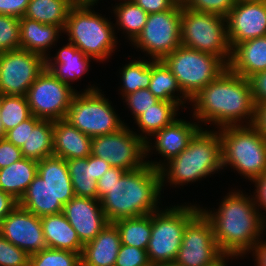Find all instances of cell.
<instances>
[{
	"label": "cell",
	"mask_w": 266,
	"mask_h": 266,
	"mask_svg": "<svg viewBox=\"0 0 266 266\" xmlns=\"http://www.w3.org/2000/svg\"><path fill=\"white\" fill-rule=\"evenodd\" d=\"M217 202V207L200 210L211 222L214 238L222 253L229 259H244L252 247L266 237V220L257 208L252 193L232 188ZM265 232V233H264Z\"/></svg>",
	"instance_id": "cell-1"
},
{
	"label": "cell",
	"mask_w": 266,
	"mask_h": 266,
	"mask_svg": "<svg viewBox=\"0 0 266 266\" xmlns=\"http://www.w3.org/2000/svg\"><path fill=\"white\" fill-rule=\"evenodd\" d=\"M189 105L191 116L201 128L219 129L251 125L256 104L250 80L227 67L190 99Z\"/></svg>",
	"instance_id": "cell-2"
},
{
	"label": "cell",
	"mask_w": 266,
	"mask_h": 266,
	"mask_svg": "<svg viewBox=\"0 0 266 266\" xmlns=\"http://www.w3.org/2000/svg\"><path fill=\"white\" fill-rule=\"evenodd\" d=\"M161 173L148 163L127 171L100 199L109 222L151 214L163 206Z\"/></svg>",
	"instance_id": "cell-3"
},
{
	"label": "cell",
	"mask_w": 266,
	"mask_h": 266,
	"mask_svg": "<svg viewBox=\"0 0 266 266\" xmlns=\"http://www.w3.org/2000/svg\"><path fill=\"white\" fill-rule=\"evenodd\" d=\"M221 140L218 129L200 128L178 156L160 169L161 189L188 186L214 174L222 175ZM166 186V187H165Z\"/></svg>",
	"instance_id": "cell-4"
},
{
	"label": "cell",
	"mask_w": 266,
	"mask_h": 266,
	"mask_svg": "<svg viewBox=\"0 0 266 266\" xmlns=\"http://www.w3.org/2000/svg\"><path fill=\"white\" fill-rule=\"evenodd\" d=\"M95 8L74 5L69 11L63 35L67 37L65 41L75 45L95 62L104 64L120 51L117 47L122 43L119 44L121 40L116 36L114 21H111L113 16L108 18Z\"/></svg>",
	"instance_id": "cell-5"
},
{
	"label": "cell",
	"mask_w": 266,
	"mask_h": 266,
	"mask_svg": "<svg viewBox=\"0 0 266 266\" xmlns=\"http://www.w3.org/2000/svg\"><path fill=\"white\" fill-rule=\"evenodd\" d=\"M222 168L250 182L266 172V140L251 126H225L218 129Z\"/></svg>",
	"instance_id": "cell-6"
},
{
	"label": "cell",
	"mask_w": 266,
	"mask_h": 266,
	"mask_svg": "<svg viewBox=\"0 0 266 266\" xmlns=\"http://www.w3.org/2000/svg\"><path fill=\"white\" fill-rule=\"evenodd\" d=\"M181 202L162 206L152 213V232L146 249L152 265L174 262L186 226L201 212L200 204Z\"/></svg>",
	"instance_id": "cell-7"
},
{
	"label": "cell",
	"mask_w": 266,
	"mask_h": 266,
	"mask_svg": "<svg viewBox=\"0 0 266 266\" xmlns=\"http://www.w3.org/2000/svg\"><path fill=\"white\" fill-rule=\"evenodd\" d=\"M98 85L89 82L86 88H79L65 118L91 138L117 132L124 125L130 124L120 117L116 105Z\"/></svg>",
	"instance_id": "cell-8"
},
{
	"label": "cell",
	"mask_w": 266,
	"mask_h": 266,
	"mask_svg": "<svg viewBox=\"0 0 266 266\" xmlns=\"http://www.w3.org/2000/svg\"><path fill=\"white\" fill-rule=\"evenodd\" d=\"M180 34L184 47L213 54L229 65L232 49L228 41L226 17L182 6Z\"/></svg>",
	"instance_id": "cell-9"
},
{
	"label": "cell",
	"mask_w": 266,
	"mask_h": 266,
	"mask_svg": "<svg viewBox=\"0 0 266 266\" xmlns=\"http://www.w3.org/2000/svg\"><path fill=\"white\" fill-rule=\"evenodd\" d=\"M190 100L228 66L217 56L180 45L162 60Z\"/></svg>",
	"instance_id": "cell-10"
},
{
	"label": "cell",
	"mask_w": 266,
	"mask_h": 266,
	"mask_svg": "<svg viewBox=\"0 0 266 266\" xmlns=\"http://www.w3.org/2000/svg\"><path fill=\"white\" fill-rule=\"evenodd\" d=\"M182 6L151 13L137 38L130 44L134 50L154 61L163 60L181 45Z\"/></svg>",
	"instance_id": "cell-11"
},
{
	"label": "cell",
	"mask_w": 266,
	"mask_h": 266,
	"mask_svg": "<svg viewBox=\"0 0 266 266\" xmlns=\"http://www.w3.org/2000/svg\"><path fill=\"white\" fill-rule=\"evenodd\" d=\"M228 260L214 238L211 222L200 212L186 226L174 262L182 266H223Z\"/></svg>",
	"instance_id": "cell-12"
},
{
	"label": "cell",
	"mask_w": 266,
	"mask_h": 266,
	"mask_svg": "<svg viewBox=\"0 0 266 266\" xmlns=\"http://www.w3.org/2000/svg\"><path fill=\"white\" fill-rule=\"evenodd\" d=\"M91 155L125 171L137 170L147 164L145 141L130 125H124L114 133L92 137Z\"/></svg>",
	"instance_id": "cell-13"
},
{
	"label": "cell",
	"mask_w": 266,
	"mask_h": 266,
	"mask_svg": "<svg viewBox=\"0 0 266 266\" xmlns=\"http://www.w3.org/2000/svg\"><path fill=\"white\" fill-rule=\"evenodd\" d=\"M76 93L45 68L29 87L26 99L32 115L41 120L56 121L66 118Z\"/></svg>",
	"instance_id": "cell-14"
},
{
	"label": "cell",
	"mask_w": 266,
	"mask_h": 266,
	"mask_svg": "<svg viewBox=\"0 0 266 266\" xmlns=\"http://www.w3.org/2000/svg\"><path fill=\"white\" fill-rule=\"evenodd\" d=\"M46 68V59L23 49L0 53V94L26 96Z\"/></svg>",
	"instance_id": "cell-15"
},
{
	"label": "cell",
	"mask_w": 266,
	"mask_h": 266,
	"mask_svg": "<svg viewBox=\"0 0 266 266\" xmlns=\"http://www.w3.org/2000/svg\"><path fill=\"white\" fill-rule=\"evenodd\" d=\"M189 115L190 121L185 117L184 119L178 117L145 141L146 162L153 168L160 169L170 159L178 156L187 148L191 138L201 128L191 114ZM157 155L160 159L156 157L152 160V157Z\"/></svg>",
	"instance_id": "cell-16"
},
{
	"label": "cell",
	"mask_w": 266,
	"mask_h": 266,
	"mask_svg": "<svg viewBox=\"0 0 266 266\" xmlns=\"http://www.w3.org/2000/svg\"><path fill=\"white\" fill-rule=\"evenodd\" d=\"M0 234L29 255L47 248L41 217L19 205L0 222Z\"/></svg>",
	"instance_id": "cell-17"
},
{
	"label": "cell",
	"mask_w": 266,
	"mask_h": 266,
	"mask_svg": "<svg viewBox=\"0 0 266 266\" xmlns=\"http://www.w3.org/2000/svg\"><path fill=\"white\" fill-rule=\"evenodd\" d=\"M226 22L231 49L246 40L266 36V2L237 0Z\"/></svg>",
	"instance_id": "cell-18"
},
{
	"label": "cell",
	"mask_w": 266,
	"mask_h": 266,
	"mask_svg": "<svg viewBox=\"0 0 266 266\" xmlns=\"http://www.w3.org/2000/svg\"><path fill=\"white\" fill-rule=\"evenodd\" d=\"M63 214L83 245L92 241L109 223L98 199L74 196L63 206Z\"/></svg>",
	"instance_id": "cell-19"
},
{
	"label": "cell",
	"mask_w": 266,
	"mask_h": 266,
	"mask_svg": "<svg viewBox=\"0 0 266 266\" xmlns=\"http://www.w3.org/2000/svg\"><path fill=\"white\" fill-rule=\"evenodd\" d=\"M56 47V48H55ZM56 44L54 48L56 53L49 55L46 58V68L58 78L60 81L68 84L78 92V88L73 85L76 81L81 82V78L84 77L89 71L92 65L90 62L95 60L85 55L75 45L68 42L62 47H58ZM92 60V61H91Z\"/></svg>",
	"instance_id": "cell-20"
},
{
	"label": "cell",
	"mask_w": 266,
	"mask_h": 266,
	"mask_svg": "<svg viewBox=\"0 0 266 266\" xmlns=\"http://www.w3.org/2000/svg\"><path fill=\"white\" fill-rule=\"evenodd\" d=\"M74 195L98 199L97 181L112 168L108 161L97 156L66 160Z\"/></svg>",
	"instance_id": "cell-21"
},
{
	"label": "cell",
	"mask_w": 266,
	"mask_h": 266,
	"mask_svg": "<svg viewBox=\"0 0 266 266\" xmlns=\"http://www.w3.org/2000/svg\"><path fill=\"white\" fill-rule=\"evenodd\" d=\"M63 37V30L58 26L43 24L24 16L20 18V49L46 59L54 51V46L61 44L59 39Z\"/></svg>",
	"instance_id": "cell-22"
},
{
	"label": "cell",
	"mask_w": 266,
	"mask_h": 266,
	"mask_svg": "<svg viewBox=\"0 0 266 266\" xmlns=\"http://www.w3.org/2000/svg\"><path fill=\"white\" fill-rule=\"evenodd\" d=\"M120 246L117 227L109 222L92 241L83 245L81 266H115Z\"/></svg>",
	"instance_id": "cell-23"
},
{
	"label": "cell",
	"mask_w": 266,
	"mask_h": 266,
	"mask_svg": "<svg viewBox=\"0 0 266 266\" xmlns=\"http://www.w3.org/2000/svg\"><path fill=\"white\" fill-rule=\"evenodd\" d=\"M92 138L71 125L67 120L54 121L53 155L69 159L86 158L91 155Z\"/></svg>",
	"instance_id": "cell-24"
},
{
	"label": "cell",
	"mask_w": 266,
	"mask_h": 266,
	"mask_svg": "<svg viewBox=\"0 0 266 266\" xmlns=\"http://www.w3.org/2000/svg\"><path fill=\"white\" fill-rule=\"evenodd\" d=\"M228 67L237 75L249 79L266 70V36L237 44L232 49Z\"/></svg>",
	"instance_id": "cell-25"
},
{
	"label": "cell",
	"mask_w": 266,
	"mask_h": 266,
	"mask_svg": "<svg viewBox=\"0 0 266 266\" xmlns=\"http://www.w3.org/2000/svg\"><path fill=\"white\" fill-rule=\"evenodd\" d=\"M47 247L82 253L83 244L63 212L41 217Z\"/></svg>",
	"instance_id": "cell-26"
},
{
	"label": "cell",
	"mask_w": 266,
	"mask_h": 266,
	"mask_svg": "<svg viewBox=\"0 0 266 266\" xmlns=\"http://www.w3.org/2000/svg\"><path fill=\"white\" fill-rule=\"evenodd\" d=\"M37 174L53 190L56 199L65 205L75 195L66 160L51 155L38 162Z\"/></svg>",
	"instance_id": "cell-27"
},
{
	"label": "cell",
	"mask_w": 266,
	"mask_h": 266,
	"mask_svg": "<svg viewBox=\"0 0 266 266\" xmlns=\"http://www.w3.org/2000/svg\"><path fill=\"white\" fill-rule=\"evenodd\" d=\"M112 1L117 2L114 5L112 3L111 7L106 9H110L111 15L114 16L115 23H113V25L116 36L117 33H120L119 31H121V38L124 37L123 40L126 39L125 42H128L130 45L141 33L149 14L132 0Z\"/></svg>",
	"instance_id": "cell-28"
},
{
	"label": "cell",
	"mask_w": 266,
	"mask_h": 266,
	"mask_svg": "<svg viewBox=\"0 0 266 266\" xmlns=\"http://www.w3.org/2000/svg\"><path fill=\"white\" fill-rule=\"evenodd\" d=\"M180 109L175 102L159 100L134 120L133 126L134 124L136 126L132 127V130L146 141L154 133L170 125L175 119L180 117Z\"/></svg>",
	"instance_id": "cell-29"
},
{
	"label": "cell",
	"mask_w": 266,
	"mask_h": 266,
	"mask_svg": "<svg viewBox=\"0 0 266 266\" xmlns=\"http://www.w3.org/2000/svg\"><path fill=\"white\" fill-rule=\"evenodd\" d=\"M148 89L159 100L175 102L183 111L189 107L190 100L183 94L176 77L162 60H151V81Z\"/></svg>",
	"instance_id": "cell-30"
},
{
	"label": "cell",
	"mask_w": 266,
	"mask_h": 266,
	"mask_svg": "<svg viewBox=\"0 0 266 266\" xmlns=\"http://www.w3.org/2000/svg\"><path fill=\"white\" fill-rule=\"evenodd\" d=\"M18 205L39 217L63 212L64 206L38 174L18 201Z\"/></svg>",
	"instance_id": "cell-31"
},
{
	"label": "cell",
	"mask_w": 266,
	"mask_h": 266,
	"mask_svg": "<svg viewBox=\"0 0 266 266\" xmlns=\"http://www.w3.org/2000/svg\"><path fill=\"white\" fill-rule=\"evenodd\" d=\"M37 169L38 162L28 158H22L10 166L1 168L0 190L19 201L37 175Z\"/></svg>",
	"instance_id": "cell-32"
},
{
	"label": "cell",
	"mask_w": 266,
	"mask_h": 266,
	"mask_svg": "<svg viewBox=\"0 0 266 266\" xmlns=\"http://www.w3.org/2000/svg\"><path fill=\"white\" fill-rule=\"evenodd\" d=\"M138 55V57L129 56L126 64H122L118 69L120 79L118 86V95L124 96L140 89H148L151 81V59H146ZM133 58V59H132ZM131 59V60H130ZM137 59V60H136ZM149 60V61H148Z\"/></svg>",
	"instance_id": "cell-33"
},
{
	"label": "cell",
	"mask_w": 266,
	"mask_h": 266,
	"mask_svg": "<svg viewBox=\"0 0 266 266\" xmlns=\"http://www.w3.org/2000/svg\"><path fill=\"white\" fill-rule=\"evenodd\" d=\"M73 0H30L24 17L64 30Z\"/></svg>",
	"instance_id": "cell-34"
},
{
	"label": "cell",
	"mask_w": 266,
	"mask_h": 266,
	"mask_svg": "<svg viewBox=\"0 0 266 266\" xmlns=\"http://www.w3.org/2000/svg\"><path fill=\"white\" fill-rule=\"evenodd\" d=\"M54 121L40 120L34 127H29L27 142L20 148L23 158L42 161L53 155Z\"/></svg>",
	"instance_id": "cell-35"
},
{
	"label": "cell",
	"mask_w": 266,
	"mask_h": 266,
	"mask_svg": "<svg viewBox=\"0 0 266 266\" xmlns=\"http://www.w3.org/2000/svg\"><path fill=\"white\" fill-rule=\"evenodd\" d=\"M112 223L117 227L121 244L147 249L152 232V213L122 218Z\"/></svg>",
	"instance_id": "cell-36"
},
{
	"label": "cell",
	"mask_w": 266,
	"mask_h": 266,
	"mask_svg": "<svg viewBox=\"0 0 266 266\" xmlns=\"http://www.w3.org/2000/svg\"><path fill=\"white\" fill-rule=\"evenodd\" d=\"M31 116L26 96L0 94V120L6 132Z\"/></svg>",
	"instance_id": "cell-37"
},
{
	"label": "cell",
	"mask_w": 266,
	"mask_h": 266,
	"mask_svg": "<svg viewBox=\"0 0 266 266\" xmlns=\"http://www.w3.org/2000/svg\"><path fill=\"white\" fill-rule=\"evenodd\" d=\"M29 266H81V254L47 247L30 255Z\"/></svg>",
	"instance_id": "cell-38"
},
{
	"label": "cell",
	"mask_w": 266,
	"mask_h": 266,
	"mask_svg": "<svg viewBox=\"0 0 266 266\" xmlns=\"http://www.w3.org/2000/svg\"><path fill=\"white\" fill-rule=\"evenodd\" d=\"M20 49V18L0 14V53Z\"/></svg>",
	"instance_id": "cell-39"
},
{
	"label": "cell",
	"mask_w": 266,
	"mask_h": 266,
	"mask_svg": "<svg viewBox=\"0 0 266 266\" xmlns=\"http://www.w3.org/2000/svg\"><path fill=\"white\" fill-rule=\"evenodd\" d=\"M125 110L131 112V117L135 120L140 114L156 104L159 99L155 97L149 89H140L122 98ZM126 104V105H125Z\"/></svg>",
	"instance_id": "cell-40"
},
{
	"label": "cell",
	"mask_w": 266,
	"mask_h": 266,
	"mask_svg": "<svg viewBox=\"0 0 266 266\" xmlns=\"http://www.w3.org/2000/svg\"><path fill=\"white\" fill-rule=\"evenodd\" d=\"M30 255L0 234V266H29Z\"/></svg>",
	"instance_id": "cell-41"
},
{
	"label": "cell",
	"mask_w": 266,
	"mask_h": 266,
	"mask_svg": "<svg viewBox=\"0 0 266 266\" xmlns=\"http://www.w3.org/2000/svg\"><path fill=\"white\" fill-rule=\"evenodd\" d=\"M237 0H190L185 7L197 12L218 14L226 17Z\"/></svg>",
	"instance_id": "cell-42"
},
{
	"label": "cell",
	"mask_w": 266,
	"mask_h": 266,
	"mask_svg": "<svg viewBox=\"0 0 266 266\" xmlns=\"http://www.w3.org/2000/svg\"><path fill=\"white\" fill-rule=\"evenodd\" d=\"M149 264L146 250L121 244L115 266H148Z\"/></svg>",
	"instance_id": "cell-43"
},
{
	"label": "cell",
	"mask_w": 266,
	"mask_h": 266,
	"mask_svg": "<svg viewBox=\"0 0 266 266\" xmlns=\"http://www.w3.org/2000/svg\"><path fill=\"white\" fill-rule=\"evenodd\" d=\"M41 119L32 115L30 118L21 122L15 128L6 132L5 139L15 146L21 148L27 142L29 136V127H34Z\"/></svg>",
	"instance_id": "cell-44"
},
{
	"label": "cell",
	"mask_w": 266,
	"mask_h": 266,
	"mask_svg": "<svg viewBox=\"0 0 266 266\" xmlns=\"http://www.w3.org/2000/svg\"><path fill=\"white\" fill-rule=\"evenodd\" d=\"M23 158L22 151L5 138L0 139V169L10 166Z\"/></svg>",
	"instance_id": "cell-45"
},
{
	"label": "cell",
	"mask_w": 266,
	"mask_h": 266,
	"mask_svg": "<svg viewBox=\"0 0 266 266\" xmlns=\"http://www.w3.org/2000/svg\"><path fill=\"white\" fill-rule=\"evenodd\" d=\"M127 171L112 167L97 181L98 200L108 193V189L120 180Z\"/></svg>",
	"instance_id": "cell-46"
},
{
	"label": "cell",
	"mask_w": 266,
	"mask_h": 266,
	"mask_svg": "<svg viewBox=\"0 0 266 266\" xmlns=\"http://www.w3.org/2000/svg\"><path fill=\"white\" fill-rule=\"evenodd\" d=\"M30 0H0V14L22 18Z\"/></svg>",
	"instance_id": "cell-47"
},
{
	"label": "cell",
	"mask_w": 266,
	"mask_h": 266,
	"mask_svg": "<svg viewBox=\"0 0 266 266\" xmlns=\"http://www.w3.org/2000/svg\"><path fill=\"white\" fill-rule=\"evenodd\" d=\"M251 184L254 185L252 187H255L252 194L254 196L256 206L260 210L262 217L266 220V172L256 178Z\"/></svg>",
	"instance_id": "cell-48"
},
{
	"label": "cell",
	"mask_w": 266,
	"mask_h": 266,
	"mask_svg": "<svg viewBox=\"0 0 266 266\" xmlns=\"http://www.w3.org/2000/svg\"><path fill=\"white\" fill-rule=\"evenodd\" d=\"M255 104L266 101V70L249 78Z\"/></svg>",
	"instance_id": "cell-49"
},
{
	"label": "cell",
	"mask_w": 266,
	"mask_h": 266,
	"mask_svg": "<svg viewBox=\"0 0 266 266\" xmlns=\"http://www.w3.org/2000/svg\"><path fill=\"white\" fill-rule=\"evenodd\" d=\"M146 13H157L172 9L176 3L173 0H132Z\"/></svg>",
	"instance_id": "cell-50"
},
{
	"label": "cell",
	"mask_w": 266,
	"mask_h": 266,
	"mask_svg": "<svg viewBox=\"0 0 266 266\" xmlns=\"http://www.w3.org/2000/svg\"><path fill=\"white\" fill-rule=\"evenodd\" d=\"M251 126L266 140V101L255 105Z\"/></svg>",
	"instance_id": "cell-51"
},
{
	"label": "cell",
	"mask_w": 266,
	"mask_h": 266,
	"mask_svg": "<svg viewBox=\"0 0 266 266\" xmlns=\"http://www.w3.org/2000/svg\"><path fill=\"white\" fill-rule=\"evenodd\" d=\"M261 238L251 249L245 258H249V254L253 258L254 266H266V239Z\"/></svg>",
	"instance_id": "cell-52"
},
{
	"label": "cell",
	"mask_w": 266,
	"mask_h": 266,
	"mask_svg": "<svg viewBox=\"0 0 266 266\" xmlns=\"http://www.w3.org/2000/svg\"><path fill=\"white\" fill-rule=\"evenodd\" d=\"M18 205V201L10 194L0 190V222Z\"/></svg>",
	"instance_id": "cell-53"
},
{
	"label": "cell",
	"mask_w": 266,
	"mask_h": 266,
	"mask_svg": "<svg viewBox=\"0 0 266 266\" xmlns=\"http://www.w3.org/2000/svg\"><path fill=\"white\" fill-rule=\"evenodd\" d=\"M100 1L104 4L103 0H73V4L80 7H98Z\"/></svg>",
	"instance_id": "cell-54"
},
{
	"label": "cell",
	"mask_w": 266,
	"mask_h": 266,
	"mask_svg": "<svg viewBox=\"0 0 266 266\" xmlns=\"http://www.w3.org/2000/svg\"><path fill=\"white\" fill-rule=\"evenodd\" d=\"M5 135H6V131H5L4 126L0 120V139L5 138Z\"/></svg>",
	"instance_id": "cell-55"
},
{
	"label": "cell",
	"mask_w": 266,
	"mask_h": 266,
	"mask_svg": "<svg viewBox=\"0 0 266 266\" xmlns=\"http://www.w3.org/2000/svg\"><path fill=\"white\" fill-rule=\"evenodd\" d=\"M177 5L185 6L190 0H173Z\"/></svg>",
	"instance_id": "cell-56"
},
{
	"label": "cell",
	"mask_w": 266,
	"mask_h": 266,
	"mask_svg": "<svg viewBox=\"0 0 266 266\" xmlns=\"http://www.w3.org/2000/svg\"><path fill=\"white\" fill-rule=\"evenodd\" d=\"M155 266H182V265H179L175 262H169V263H163V264L155 265Z\"/></svg>",
	"instance_id": "cell-57"
},
{
	"label": "cell",
	"mask_w": 266,
	"mask_h": 266,
	"mask_svg": "<svg viewBox=\"0 0 266 266\" xmlns=\"http://www.w3.org/2000/svg\"><path fill=\"white\" fill-rule=\"evenodd\" d=\"M228 262H230V263H233V260H228L223 266H228L229 265V263Z\"/></svg>",
	"instance_id": "cell-58"
},
{
	"label": "cell",
	"mask_w": 266,
	"mask_h": 266,
	"mask_svg": "<svg viewBox=\"0 0 266 266\" xmlns=\"http://www.w3.org/2000/svg\"><path fill=\"white\" fill-rule=\"evenodd\" d=\"M243 1H265L266 2V0H243Z\"/></svg>",
	"instance_id": "cell-59"
}]
</instances>
